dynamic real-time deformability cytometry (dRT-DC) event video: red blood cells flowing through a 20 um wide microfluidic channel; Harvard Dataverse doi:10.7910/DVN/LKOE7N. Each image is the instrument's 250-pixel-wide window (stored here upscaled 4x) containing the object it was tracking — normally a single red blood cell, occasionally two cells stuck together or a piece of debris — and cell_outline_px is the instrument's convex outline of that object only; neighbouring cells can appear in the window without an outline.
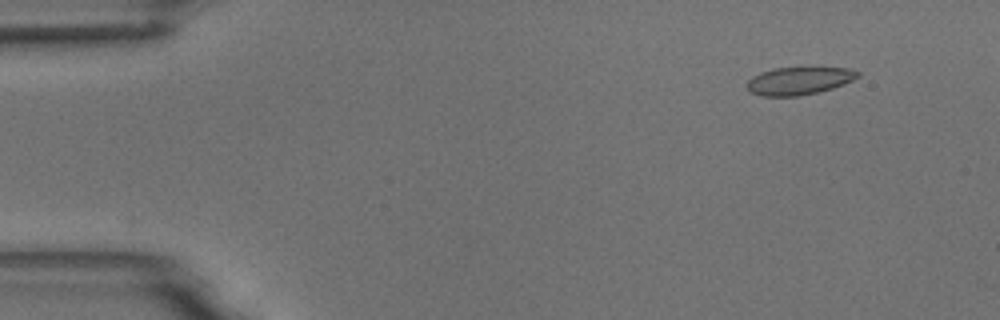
{"species": "common noctule bat (a hibernating species)", "species_latin": "Nyctalus noctula", "temperature_condition": "room temperature", "stored_images_in_passage": 4, "camera_frame_rate_fps": 3000, "um_per_image_px": 0.085, "animal": {"sex": "male", "body_mass_g": 18.8}, "frame": {"image": 1, "passage_image": 1, "time_ms": 0.0, "image_size_px": [1000, 320], "cell_outline_px": [[860, 76], [844, 84], [832, 88], [800, 96], [764, 96], [748, 92], [744, 84], [752, 76], [760, 72], [772, 68], [852, 68], [860, 72]], "centroid_in_image_um": [67.86, 6.87], "position_along_channel_um": 17.1, "area_um2": 18.03}}